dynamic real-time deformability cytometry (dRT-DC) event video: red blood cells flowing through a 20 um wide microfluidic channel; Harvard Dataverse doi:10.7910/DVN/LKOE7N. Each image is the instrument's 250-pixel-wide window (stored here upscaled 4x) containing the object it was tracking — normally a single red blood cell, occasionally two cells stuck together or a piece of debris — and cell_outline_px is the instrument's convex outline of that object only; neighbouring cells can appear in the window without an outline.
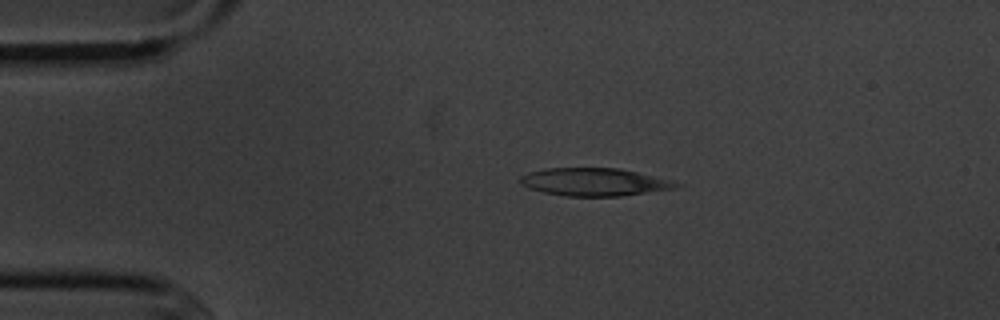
{"species": "common noctule bat (a hibernating species)", "species_latin": "Nyctalus noctula", "temperature_condition": "cold", "stored_images_in_passage": 3, "segment_of_instrument_passage": [1, 2], "camera_frame_rate_fps": 3000, "um_per_image_px": 0.085, "animal": {"sex": "male", "body_mass_g": 20.1, "forearm_length_mm": 53.5}, "frame": {"image": 1, "passage_image": 1, "time_ms": 0.0, "image_size_px": [1000, 320], "cell_outline_px": [[684, 184], [676, 188], [620, 196], [564, 196], [544, 192], [528, 188], [520, 184], [520, 176], [528, 172], [544, 168], [620, 168], [672, 180]], "centroid_in_image_um": [50.51, 15.46], "position_along_channel_um": 34.5, "area_um2": 25.37}}